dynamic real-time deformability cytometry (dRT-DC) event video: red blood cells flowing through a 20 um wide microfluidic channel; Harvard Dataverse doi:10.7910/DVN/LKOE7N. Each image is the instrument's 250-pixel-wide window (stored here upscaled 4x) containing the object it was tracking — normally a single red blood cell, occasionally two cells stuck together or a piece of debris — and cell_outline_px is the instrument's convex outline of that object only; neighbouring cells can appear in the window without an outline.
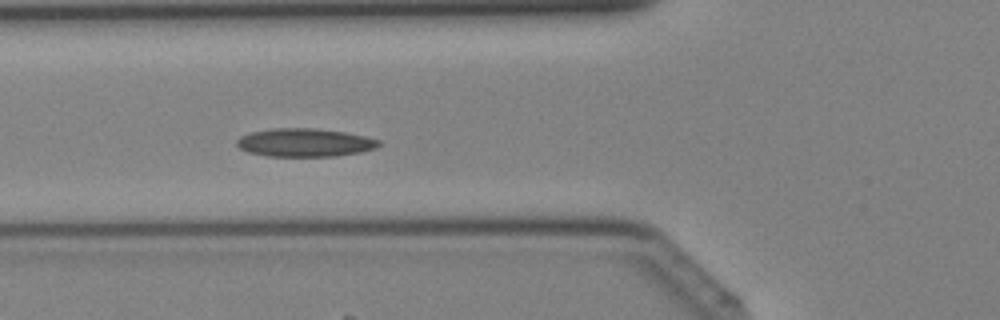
{"species": "Egyptian fruit bat (a non-hibernating species)", "species_latin": "Rousettus aegyptiacus", "temperature_condition": "cold", "stored_images_in_passage": 26, "camera_frame_rate_fps": 3000, "um_per_image_px": 0.085, "animal": {"sex": "female"}, "frame": {"image": 1, "passage_image": 7, "time_ms": 2.0, "image_size_px": [1000, 320], "cell_outline_px": [[384, 144], [376, 148], [360, 152], [336, 156], [268, 156], [248, 152], [240, 148], [236, 144], [236, 140], [240, 136], [252, 132], [272, 128], [316, 128], [344, 132], [364, 136], [380, 140]], "centroid_in_image_um": [25.92, 12.12], "position_along_channel_um": 99.9, "area_um2": 23.47}}
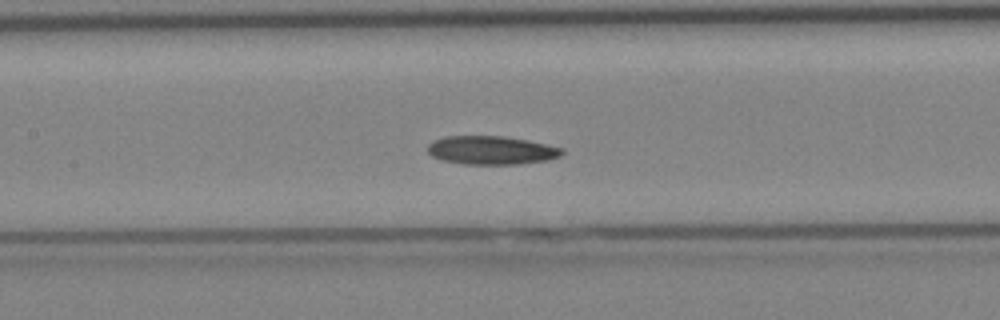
{"frame": {"image": 2, "passage_image": 11, "time_ms": 3.333, "image_size_px": [1000, 320], "cell_outline_px": [[564, 152], [560, 156], [548, 160], [520, 164], [464, 164], [444, 160], [432, 156], [428, 152], [428, 144], [444, 136], [504, 136], [528, 140], [564, 148]], "centroid_in_image_um": [41.8, 12.77], "position_along_channel_um": 165.6, "area_um2": 22.31}}
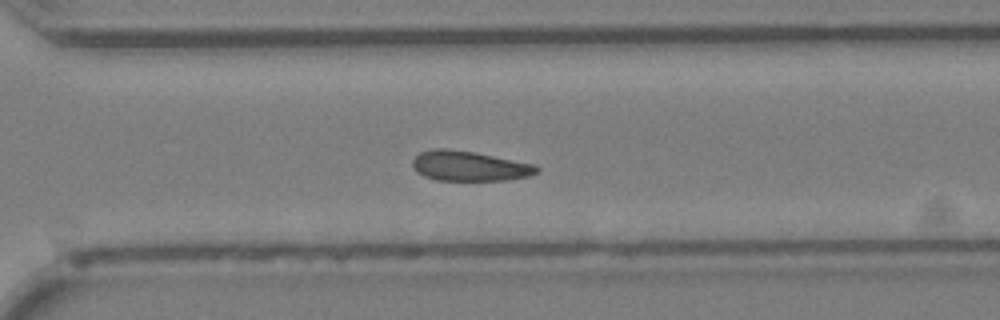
{"frame": {"image": 3, "passage_image": 21, "time_ms": 6.667, "image_size_px": [1000, 320], "cell_outline_px": [[540, 172], [528, 176], [504, 180], [436, 180], [424, 176], [416, 172], [412, 164], [412, 160], [420, 152], [436, 148], [440, 148], [476, 152], [536, 164], [540, 168]], "centroid_in_image_um": [39.92, 14.11], "position_along_channel_um": 330.7, "area_um2": 21.79}}